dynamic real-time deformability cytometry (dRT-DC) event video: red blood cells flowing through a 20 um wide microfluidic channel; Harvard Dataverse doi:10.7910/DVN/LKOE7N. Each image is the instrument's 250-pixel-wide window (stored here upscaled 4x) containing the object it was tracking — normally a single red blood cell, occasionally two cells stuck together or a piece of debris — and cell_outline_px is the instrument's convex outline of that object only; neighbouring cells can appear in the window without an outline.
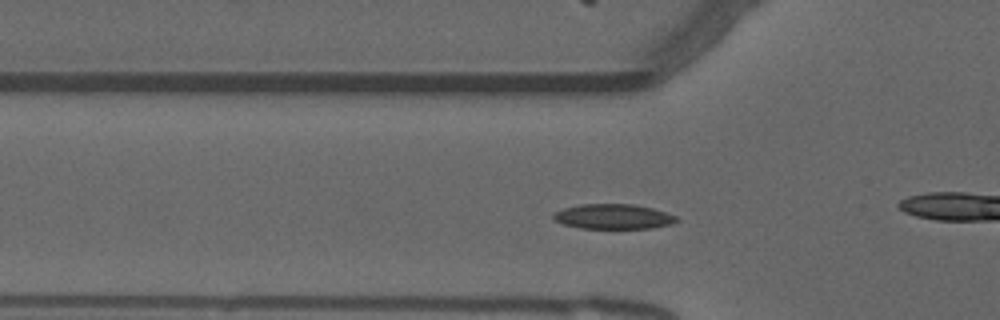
{"species": "common noctule bat (a hibernating species)", "species_latin": "Nyctalus noctula", "temperature_condition": "warm", "stored_images_in_passage": 50, "camera_frame_rate_fps": 3000, "um_per_image_px": 0.085, "animal": {"sex": "male", "forearm_length_mm": 52.5}, "frame": {"image": 1, "passage_image": 12, "time_ms": 3.667, "image_size_px": [1000, 320], "cell_outline_px": [[680, 220], [672, 224], [652, 228], [580, 228], [564, 224], [552, 220], [552, 212], [564, 208], [580, 204], [632, 204], [652, 208], [676, 216]], "centroid_in_image_um": [52.1, 18.41], "position_along_channel_um": 73.7, "area_um2": 17.98}}
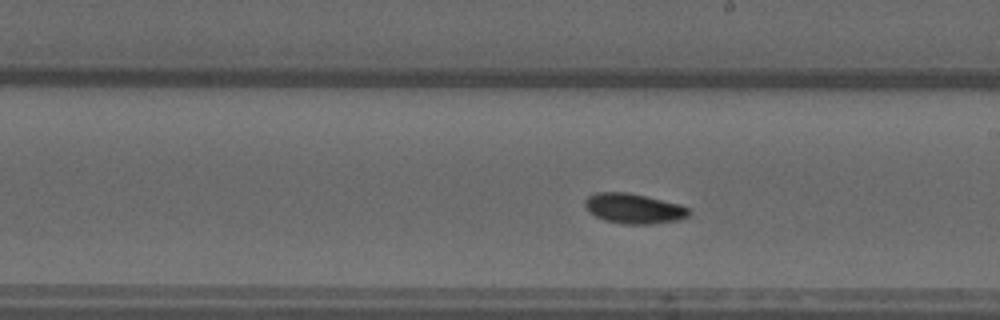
{"frame": {"image": 2, "passage_image": 25, "time_ms": 8.0, "image_size_px": [1000, 320], "cell_outline_px": [[692, 212], [688, 216], [680, 220], [652, 224], [624, 224], [604, 220], [588, 212], [584, 204], [584, 200], [588, 196], [596, 192], [628, 192], [680, 204], [688, 208]], "centroid_in_image_um": [53.87, 17.72], "position_along_channel_um": 235.1, "area_um2": 18.38}}
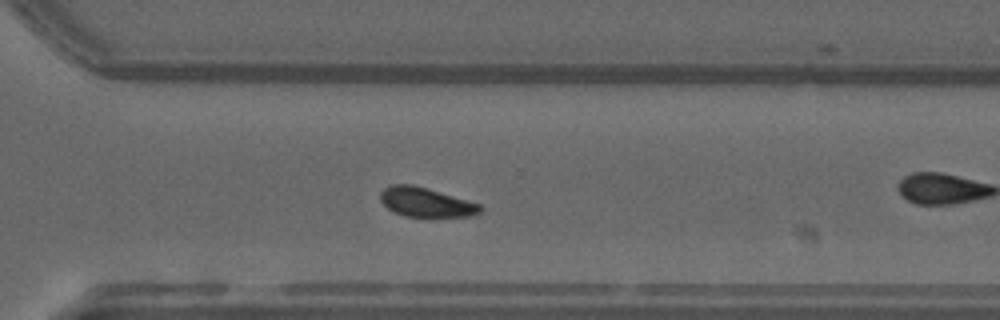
{"frame": {"image": 3, "passage_image": 33, "time_ms": 10.667, "image_size_px": [1000, 320], "cell_outline_px": [[480, 212], [472, 216], [432, 220], [428, 220], [404, 216], [388, 208], [380, 200], [380, 192], [384, 188], [392, 184], [412, 184], [428, 188], [480, 204]], "centroid_in_image_um": [36.22, 17.25], "position_along_channel_um": 334.4, "area_um2": 17.86}, "authors_computed_cell_mechanics": {"area_um2": 17.4556, "velocity_mm_per_s": 3.7237, "shape_relaxation_time_tau1_ms": 3.5918, "shape_relaxation_time_tau2_ms": null, "deformation_change_tau1": 0.1142, "deformation_change_tau2": null}}